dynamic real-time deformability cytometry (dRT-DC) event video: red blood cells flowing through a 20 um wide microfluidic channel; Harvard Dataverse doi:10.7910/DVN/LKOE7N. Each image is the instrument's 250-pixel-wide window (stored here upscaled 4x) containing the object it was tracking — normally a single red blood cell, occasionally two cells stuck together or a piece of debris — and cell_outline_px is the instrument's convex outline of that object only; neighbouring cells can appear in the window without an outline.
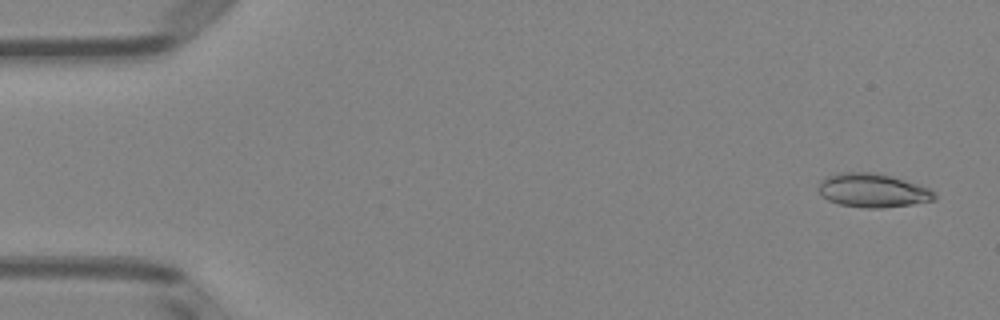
{"species": "Egyptian fruit bat (a non-hibernating species)", "species_latin": "Rousettus aegyptiacus", "temperature_condition": "room temperature", "stored_images_in_passage": 50, "camera_frame_rate_fps": 3000, "um_per_image_px": 0.085, "animal": {"sex": "female"}, "frame": {"image": 1, "passage_image": 2, "time_ms": 0.333, "image_size_px": [1000, 320], "cell_outline_px": [[936, 200], [912, 204], [884, 208], [864, 208], [840, 204], [828, 200], [820, 192], [820, 180], [824, 176], [840, 172], [876, 172], [892, 176], [920, 184], [932, 188], [936, 192]], "centroid_in_image_um": [74.24, 16.17], "position_along_channel_um": 10.8, "area_um2": 23.18}}
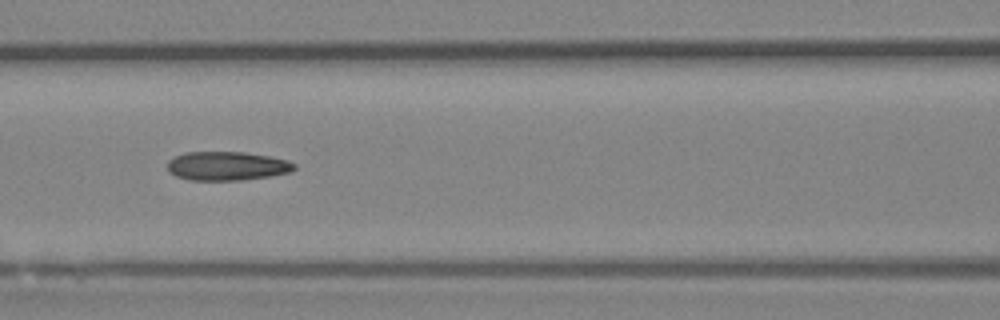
{"frame": {"image": 2, "passage_image": 22, "time_ms": 7.0, "image_size_px": [1000, 320], "cell_outline_px": [[296, 168], [292, 172], [272, 176], [244, 180], [188, 180], [176, 176], [168, 172], [168, 160], [184, 152], [244, 152], [268, 156], [288, 160], [296, 164]], "centroid_in_image_um": [19.31, 14.11], "position_along_channel_um": 147.3, "area_um2": 21.56}}
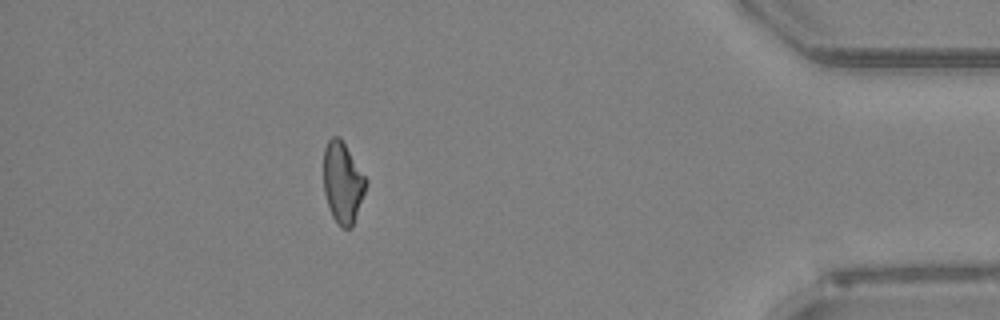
{"frame": {"image": 3, "passage_image": 45, "time_ms": 14.667, "image_size_px": [1000, 320], "cell_outline_px": [[368, 180], [352, 228], [340, 228], [332, 216], [324, 192], [324, 148], [328, 140], [332, 136], [340, 136]], "centroid_in_image_um": [29.12, 15.5], "position_along_channel_um": 406.1, "area_um2": 20.0}, "authors_computed_cell_mechanics": {"area_um2": 21.386, "velocity_mm_per_s": 4.0007, "shape_relaxation_time_tau1_ms": 5.6109, "shape_relaxation_time_tau2_ms": 4.3988, "deformation_change_tau1": 0.1731, "deformation_change_tau2": 0.142}}